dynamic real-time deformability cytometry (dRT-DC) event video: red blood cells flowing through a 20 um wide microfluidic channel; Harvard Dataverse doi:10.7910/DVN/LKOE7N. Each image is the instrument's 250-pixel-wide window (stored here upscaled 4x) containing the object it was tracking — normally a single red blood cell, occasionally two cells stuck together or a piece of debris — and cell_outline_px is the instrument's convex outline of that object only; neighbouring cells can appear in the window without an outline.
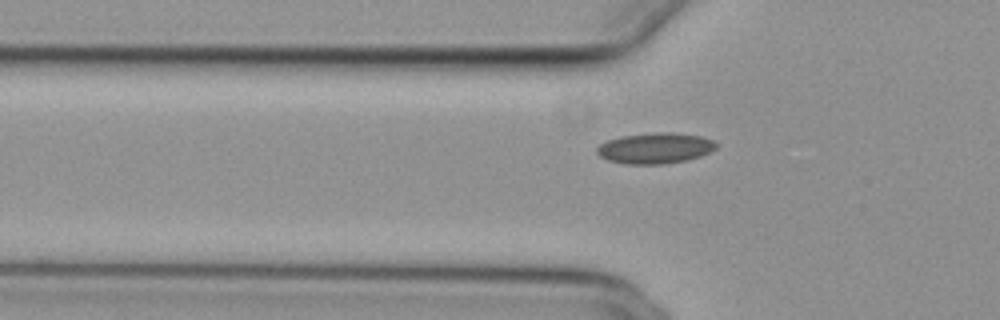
{"species": "common noctule bat (a hibernating species)", "species_latin": "Nyctalus noctula", "temperature_condition": "cold", "stored_images_in_passage": 34, "camera_frame_rate_fps": 3000, "um_per_image_px": 0.085, "animal": {"sex": "female", "body_mass_g": 29.2, "forearm_length_mm": 56.3}, "frame": {"image": 1, "passage_image": 4, "time_ms": 1.0, "image_size_px": [1000, 320], "cell_outline_px": [[716, 148], [700, 156], [688, 160], [664, 164], [624, 164], [608, 160], [600, 156], [596, 152], [596, 148], [600, 144], [608, 140], [620, 136], [656, 132], [672, 132], [700, 136], [712, 140], [716, 144]], "centroid_in_image_um": [55.66, 12.59], "position_along_channel_um": 70.1, "area_um2": 21.39}}
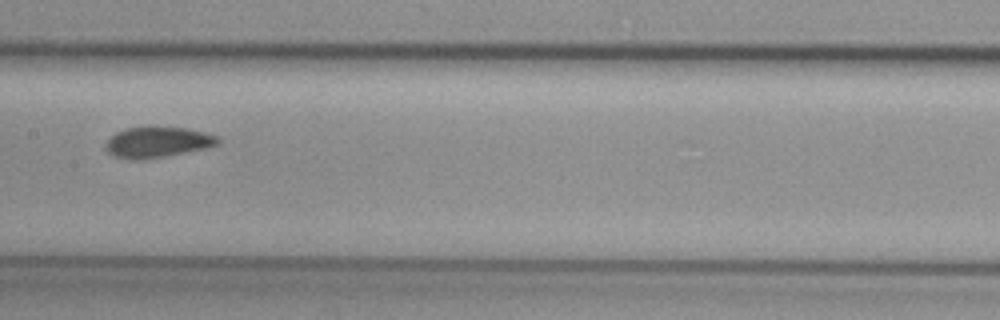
{"frame": {"image": 2, "passage_image": 14, "time_ms": 4.333, "image_size_px": [1000, 320], "cell_outline_px": [[220, 140], [216, 144], [204, 148], [144, 160], [132, 160], [112, 156], [104, 148], [108, 140], [116, 132], [124, 128], [148, 124], [152, 124], [188, 128], [204, 132], [216, 136]], "centroid_in_image_um": [13.31, 12.04], "position_along_channel_um": 194.1, "area_um2": 20.63}}
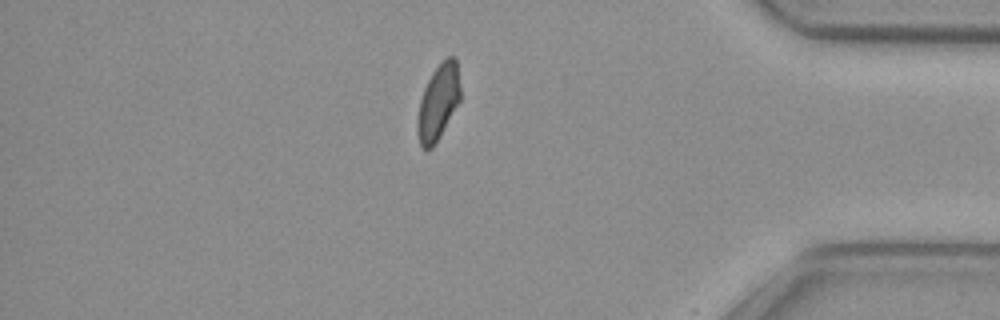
{"frame": {"image": 3, "passage_image": 33, "time_ms": 10.667, "image_size_px": [1000, 320], "cell_outline_px": [[460, 100], [440, 136], [432, 148], [420, 148], [416, 128], [416, 120], [420, 100], [424, 88], [432, 72], [448, 56], [456, 56], [460, 84]], "centroid_in_image_um": [37.24, 8.69], "position_along_channel_um": 398.0, "area_um2": 18.9}}